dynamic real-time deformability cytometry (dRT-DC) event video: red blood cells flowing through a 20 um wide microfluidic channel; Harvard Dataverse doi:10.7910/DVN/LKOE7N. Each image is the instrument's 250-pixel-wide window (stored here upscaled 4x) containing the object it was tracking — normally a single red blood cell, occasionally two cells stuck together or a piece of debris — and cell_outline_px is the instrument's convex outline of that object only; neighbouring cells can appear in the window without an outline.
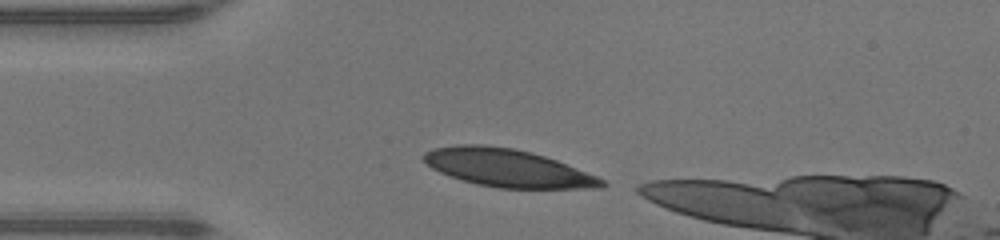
{"species": "human", "species_latin": "Homo sapiens", "temperature_condition": "warm", "stored_images_in_passage": 31, "camera_frame_rate_fps": 3000, "um_per_image_px": 0.085, "donor": {"sex": "male"}, "frame": {"image": 1, "passage_image": 1, "time_ms": 0.0, "image_size_px": [1000, 240], "cell_outline_px": [[608, 184], [604, 188], [500, 188], [476, 184], [440, 172], [432, 168], [420, 156], [424, 152], [432, 148], [456, 144], [484, 144], [512, 148], [532, 152], [556, 160], [596, 176], [604, 180]], "centroid_in_image_um": [43.12, 14.26], "position_along_channel_um": 41.9, "area_um2": 39.13}}
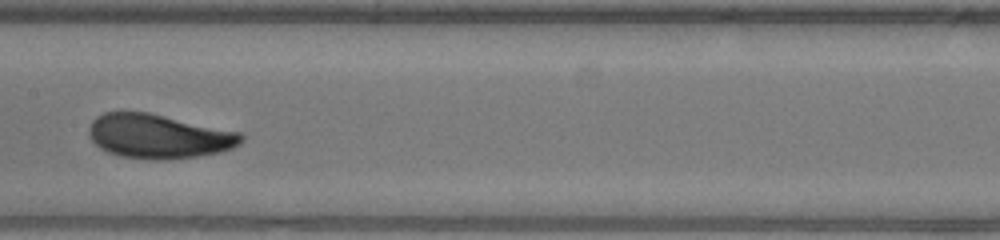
{"frame": {"image": 2, "passage_image": 13, "time_ms": 4.0, "image_size_px": [1000, 240], "cell_outline_px": [[244, 140], [240, 144], [232, 148], [220, 152], [196, 156], [164, 160], [156, 160], [120, 156], [108, 152], [100, 148], [92, 140], [88, 132], [88, 128], [92, 120], [96, 116], [104, 112], [148, 112], [240, 132], [244, 136]], "centroid_in_image_um": [13.47, 11.58], "position_along_channel_um": 193.9, "area_um2": 39.25}}
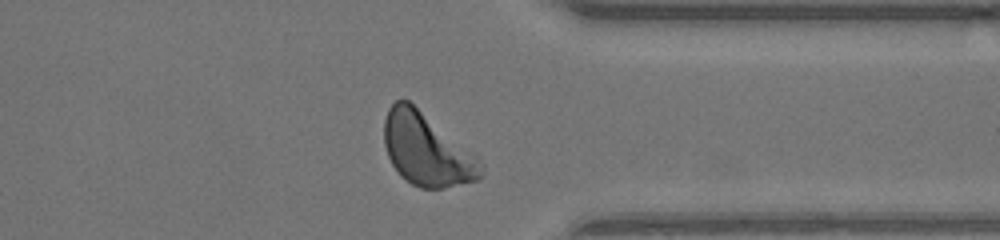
{"frame": {"image": 3, "passage_image": 26, "time_ms": 8.333, "image_size_px": [1000, 240], "cell_outline_px": [[484, 176], [476, 180], [444, 188], [420, 188], [412, 184], [400, 176], [392, 164], [388, 156], [384, 144], [384, 120], [388, 108], [396, 100], [408, 100], [472, 152], [480, 160], [484, 172]], "centroid_in_image_um": [36.25, 12.74], "position_along_channel_um": 375.1, "area_um2": 40.52}, "authors_computed_cell_mechanics": {"area_um2": 38.3792, "velocity_mm_per_s": 4.322, "shape_relaxation_time_tau1_ms": 1.7848, "shape_relaxation_time_tau2_ms": null, "deformation_change_tau1": 0.1232, "deformation_change_tau2": null}}